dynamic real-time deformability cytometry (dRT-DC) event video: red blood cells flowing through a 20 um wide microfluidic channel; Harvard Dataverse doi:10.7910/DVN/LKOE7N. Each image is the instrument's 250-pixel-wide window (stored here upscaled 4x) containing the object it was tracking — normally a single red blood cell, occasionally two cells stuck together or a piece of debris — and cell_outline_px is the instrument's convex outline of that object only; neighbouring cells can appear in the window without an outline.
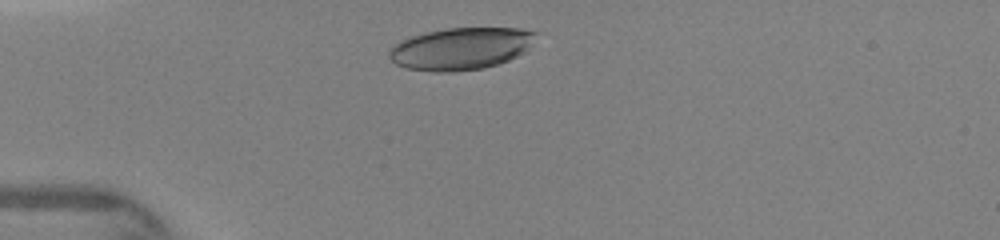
{"species": "human", "species_latin": "Homo sapiens", "temperature_condition": "warm", "stored_images_in_passage": 18, "camera_frame_rate_fps": 3000, "um_per_image_px": 0.085, "donor": {"sex": "female"}, "frame": {"image": 1, "passage_image": 10, "time_ms": 1.0, "image_size_px": [1000, 240], "cell_outline_px": [[540, 32], [524, 52], [508, 60], [484, 68], [452, 72], [436, 72], [404, 68], [396, 64], [388, 56], [388, 52], [400, 40], [424, 32], [448, 28], [520, 28]], "centroid_in_image_um": [39.17, 4.13], "position_along_channel_um": 45.8, "area_um2": 36.07}}